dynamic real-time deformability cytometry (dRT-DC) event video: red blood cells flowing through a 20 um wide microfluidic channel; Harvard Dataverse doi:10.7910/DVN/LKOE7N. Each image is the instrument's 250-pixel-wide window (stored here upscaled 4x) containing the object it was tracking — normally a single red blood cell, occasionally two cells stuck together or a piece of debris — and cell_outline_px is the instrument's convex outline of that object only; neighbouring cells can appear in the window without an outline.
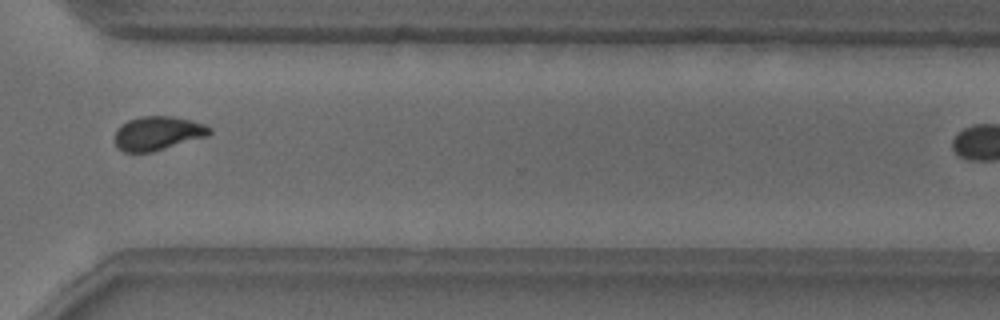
{"species": "common noctule bat (a hibernating species)", "species_latin": "Nyctalus noctula", "temperature_condition": "warm", "stored_images_in_passage": 27, "camera_frame_rate_fps": 3000, "um_per_image_px": 0.085, "animal": {"sex": "male", "body_mass_g": 18.8}, "frame": {"image": 1, "passage_image": 23, "time_ms": 7.333, "image_size_px": [1000, 320], "cell_outline_px": [[212, 132], [208, 136], [152, 152], [124, 152], [116, 144], [116, 128], [120, 124], [128, 120], [140, 116], [172, 116], [204, 124], [212, 128]], "centroid_in_image_um": [13.42, 11.32], "position_along_channel_um": 357.2, "area_um2": 18.67}}